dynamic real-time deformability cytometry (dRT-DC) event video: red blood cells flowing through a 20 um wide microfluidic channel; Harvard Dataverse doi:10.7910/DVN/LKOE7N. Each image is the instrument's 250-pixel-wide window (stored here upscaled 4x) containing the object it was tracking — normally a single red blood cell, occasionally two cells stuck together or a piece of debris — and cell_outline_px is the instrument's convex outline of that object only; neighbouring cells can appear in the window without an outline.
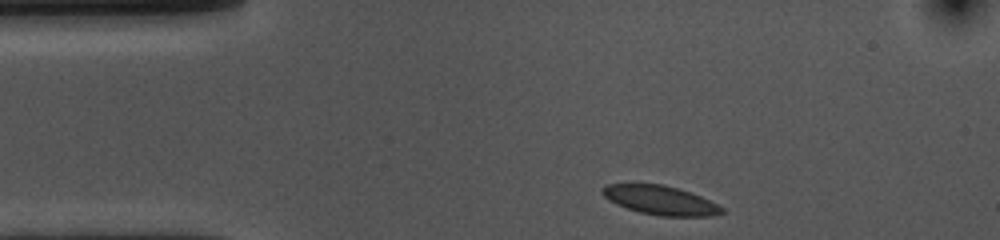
{"species": "common noctule bat (a hibernating species)", "species_latin": "Nyctalus noctula", "temperature_condition": "cold", "stored_images_in_passage": 35, "camera_frame_rate_fps": 3000, "um_per_image_px": 0.085, "animal": {"sex": "female", "body_mass_g": 10.0, "forearm_length_mm": 53.1}, "frame": {"image": 1, "passage_image": 1, "time_ms": 0.0, "image_size_px": [1000, 240], "cell_outline_px": [[724, 212], [712, 216], [660, 216], [640, 212], [616, 204], [608, 200], [600, 192], [600, 188], [608, 184], [664, 184], [700, 196], [724, 208]], "centroid_in_image_um": [56.09, 17.02], "position_along_channel_um": 28.9, "area_um2": 20.06}}
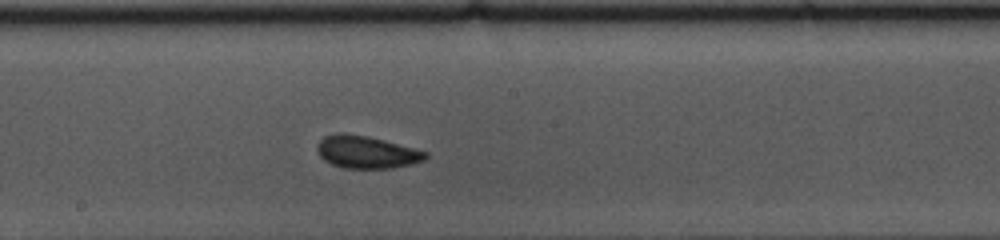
{"frame": {"image": 2, "passage_image": 20, "time_ms": 6.333, "image_size_px": [1000, 240], "cell_outline_px": [[428, 156], [424, 160], [412, 164], [392, 168], [344, 168], [332, 164], [324, 160], [320, 156], [316, 148], [316, 144], [324, 136], [336, 132], [344, 132], [368, 136], [384, 140], [428, 152]], "centroid_in_image_um": [31.12, 12.91], "position_along_channel_um": 217.1, "area_um2": 20.63}}
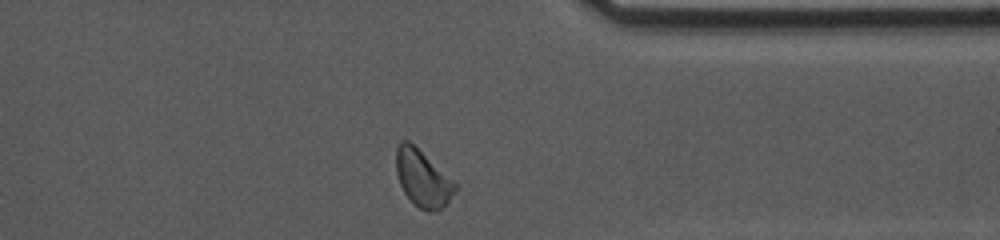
{"frame": {"image": 3, "passage_image": 34, "time_ms": 11.0, "image_size_px": [1000, 240], "cell_outline_px": [[456, 188], [448, 200], [436, 212], [428, 212], [420, 208], [404, 192], [400, 184], [396, 172], [396, 148], [400, 140], [408, 140], [456, 184]], "centroid_in_image_um": [35.88, 15.15], "position_along_channel_um": 375.5, "area_um2": 18.73}, "authors_computed_cell_mechanics": {"area_um2": 20.0566, "velocity_mm_per_s": 3.587, "shape_relaxation_time_tau1_ms": 4.93, "shape_relaxation_time_tau2_ms": 0.92, "deformation_change_tau1": 0.085, "deformation_change_tau2": 0.0376}}